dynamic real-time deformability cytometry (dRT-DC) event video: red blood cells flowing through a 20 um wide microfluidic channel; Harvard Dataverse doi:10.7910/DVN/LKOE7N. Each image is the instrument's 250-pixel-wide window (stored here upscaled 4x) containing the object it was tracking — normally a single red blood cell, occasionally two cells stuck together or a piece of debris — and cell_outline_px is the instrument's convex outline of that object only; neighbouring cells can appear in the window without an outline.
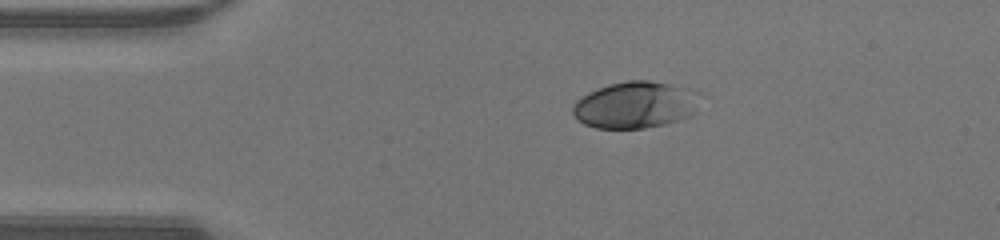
{"species": "human", "species_latin": "Homo sapiens", "temperature_condition": "warm", "stored_images_in_passage": 39, "camera_frame_rate_fps": 3000, "um_per_image_px": 0.085, "donor": {"sex": "male"}, "frame": {"image": 1, "passage_image": 1, "time_ms": 0.0, "image_size_px": [1000, 240], "cell_outline_px": [[696, 112], [692, 116], [664, 124], [644, 128], [596, 128], [584, 124], [576, 120], [572, 112], [572, 104], [576, 100], [588, 92], [596, 88], [608, 84], [628, 80], [652, 80], [672, 84], [688, 92]], "centroid_in_image_um": [53.82, 8.93], "position_along_channel_um": 31.2, "area_um2": 33.93}}
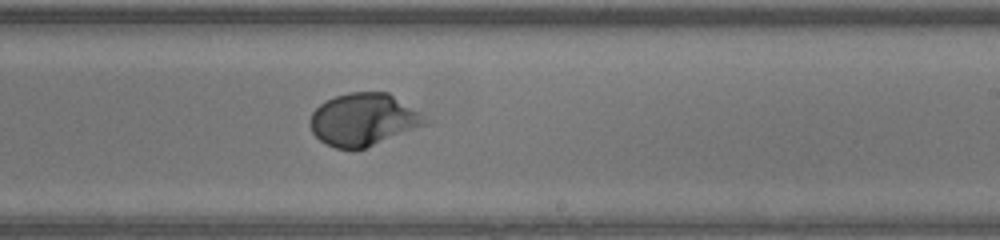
{"frame": {"image": 2, "passage_image": 20, "time_ms": 6.333, "image_size_px": [1000, 240], "cell_outline_px": [[432, 120], [428, 124], [356, 152], [336, 148], [324, 144], [312, 132], [308, 124], [308, 120], [312, 112], [320, 104], [336, 96], [348, 92], [388, 92], [420, 112]], "centroid_in_image_um": [30.89, 10.2], "position_along_channel_um": 258.1, "area_um2": 35.78}}
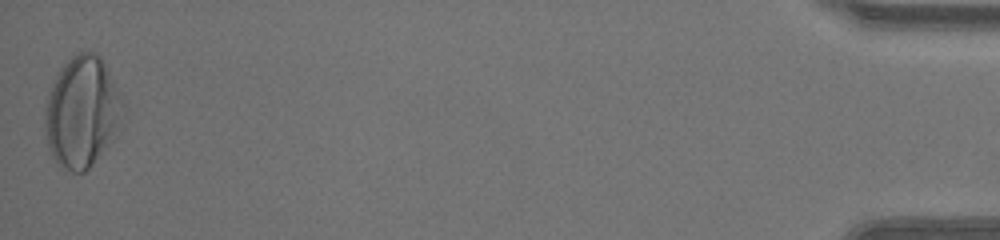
{"frame": {"image": 3, "passage_image": 39, "time_ms": 12.667, "image_size_px": [1000, 240], "cell_outline_px": [[128, 112], [112, 140], [88, 168], [84, 172], [72, 172], [64, 168], [52, 156], [48, 148], [44, 128], [44, 108], [48, 92], [56, 76], [64, 64], [76, 52], [96, 52], [100, 56]], "centroid_in_image_um": [6.97, 9.52], "position_along_channel_um": 428.2, "area_um2": 50.46}, "authors_computed_cell_mechanics": {"area_um2": 34.391, "velocity_mm_per_s": 4.3304, "shape_relaxation_time_tau1_ms": 3.3535, "shape_relaxation_time_tau2_ms": null, "deformation_change_tau1": 0.2289, "deformation_change_tau2": null}}